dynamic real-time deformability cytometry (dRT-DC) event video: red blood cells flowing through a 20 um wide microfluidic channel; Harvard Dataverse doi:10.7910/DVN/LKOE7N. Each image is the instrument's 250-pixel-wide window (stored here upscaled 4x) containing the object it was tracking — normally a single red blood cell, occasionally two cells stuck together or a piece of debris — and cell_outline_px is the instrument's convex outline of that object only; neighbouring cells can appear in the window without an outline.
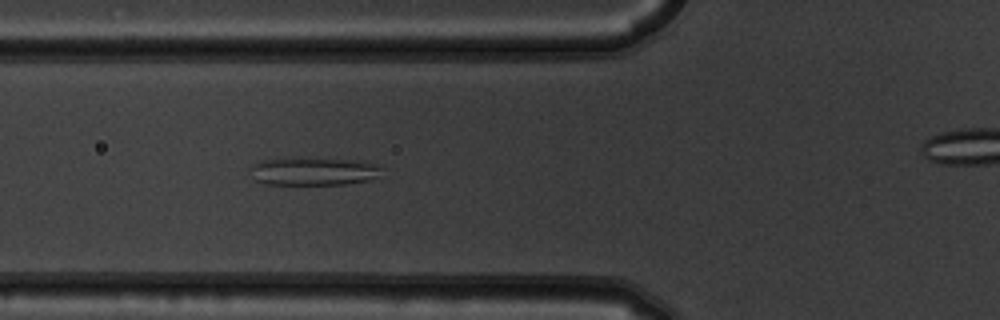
{"species": "common noctule bat (a hibernating species)", "species_latin": "Nyctalus noctula", "temperature_condition": "warm", "stored_images_in_passage": 8, "segment_of_instrument_passage": [1, 2], "camera_frame_rate_fps": 3000, "um_per_image_px": 0.085, "animal": {"sex": "male", "body_mass_g": 19.5, "forearm_length_mm": 54.6}, "frame": {"image": 1, "passage_image": 7, "time_ms": 2.0, "image_size_px": [1000, 320], "cell_outline_px": [[384, 168], [376, 176], [368, 180], [344, 184], [264, 184], [252, 180], [248, 168], [252, 164], [260, 160], [344, 160], [380, 164]], "centroid_in_image_um": [26.57, 14.6], "position_along_channel_um": 99.2, "area_um2": 20.75}}